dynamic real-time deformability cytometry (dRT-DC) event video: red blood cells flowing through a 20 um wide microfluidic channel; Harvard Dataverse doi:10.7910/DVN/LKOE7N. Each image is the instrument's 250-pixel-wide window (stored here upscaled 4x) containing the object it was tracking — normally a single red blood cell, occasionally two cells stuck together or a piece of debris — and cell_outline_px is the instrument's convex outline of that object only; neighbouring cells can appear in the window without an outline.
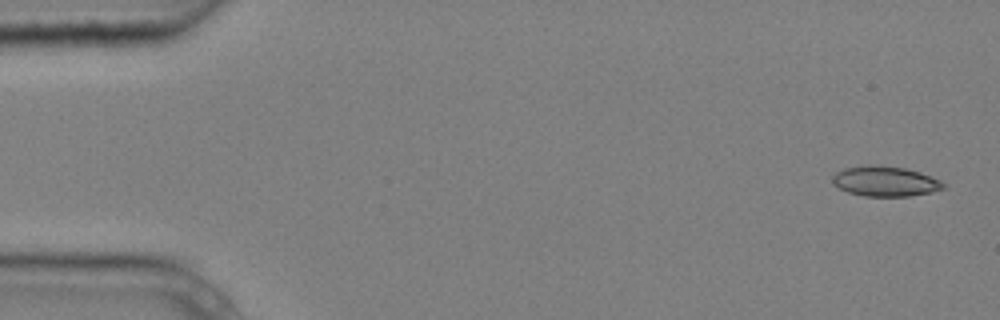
{"species": "common noctule bat (a hibernating species)", "species_latin": "Nyctalus noctula", "temperature_condition": "cold", "stored_images_in_passage": 5, "camera_frame_rate_fps": 3000, "um_per_image_px": 0.085, "animal": {"sex": "male", "body_mass_g": 20.4}, "frame": {"image": 1, "passage_image": 1, "time_ms": 0.0, "image_size_px": [1000, 320], "cell_outline_px": [[944, 188], [932, 192], [908, 196], [864, 196], [848, 192], [832, 184], [832, 176], [836, 172], [844, 168], [868, 164], [876, 164], [904, 168], [920, 172], [940, 180], [944, 184]], "centroid_in_image_um": [75.21, 15.4], "position_along_channel_um": 9.8, "area_um2": 19.54}}